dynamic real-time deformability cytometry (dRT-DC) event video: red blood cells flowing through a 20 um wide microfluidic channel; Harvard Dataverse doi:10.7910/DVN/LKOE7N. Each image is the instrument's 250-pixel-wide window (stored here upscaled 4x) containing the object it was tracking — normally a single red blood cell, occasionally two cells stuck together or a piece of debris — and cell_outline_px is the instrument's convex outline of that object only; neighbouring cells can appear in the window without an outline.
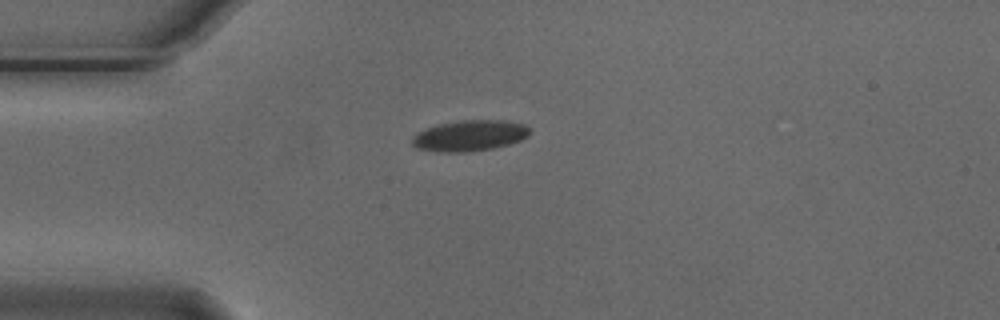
{"species": "Egyptian fruit bat (a non-hibernating species)", "species_latin": "Rousettus aegyptiacus", "temperature_condition": "cold", "stored_images_in_passage": 3, "camera_frame_rate_fps": 3000, "um_per_image_px": 0.085, "animal": {"sex": "male"}, "frame": {"image": 1, "passage_image": 1, "time_ms": 0.0, "image_size_px": [1000, 320], "cell_outline_px": [[528, 136], [520, 140], [508, 144], [492, 148], [464, 152], [436, 152], [416, 148], [412, 144], [412, 136], [416, 132], [424, 128], [440, 124], [460, 120], [504, 120], [524, 124], [528, 128]], "centroid_in_image_um": [39.86, 11.53], "position_along_channel_um": 45.1, "area_um2": 21.15}}
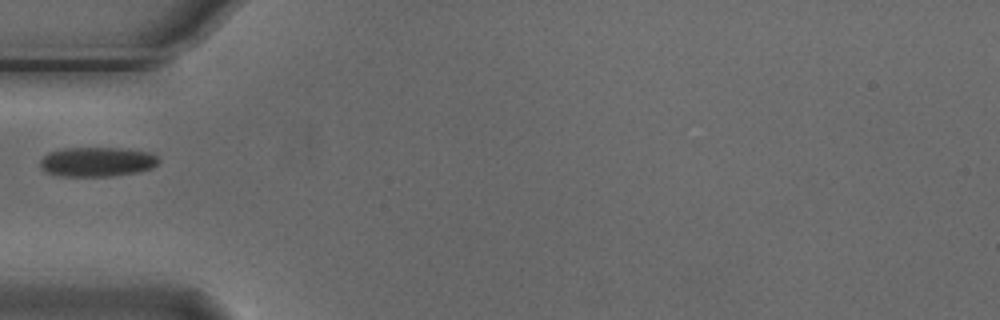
{"frame": {"image": 2, "passage_image": 2, "time_ms": 0.333, "image_size_px": [1000, 320], "cell_outline_px": [[160, 160], [152, 168], [136, 172], [112, 176], [56, 176], [44, 172], [40, 168], [40, 160], [48, 152], [64, 148], [124, 148], [148, 152], [156, 156]], "centroid_in_image_um": [8.2, 13.76], "position_along_channel_um": 76.8, "area_um2": 20.52}}
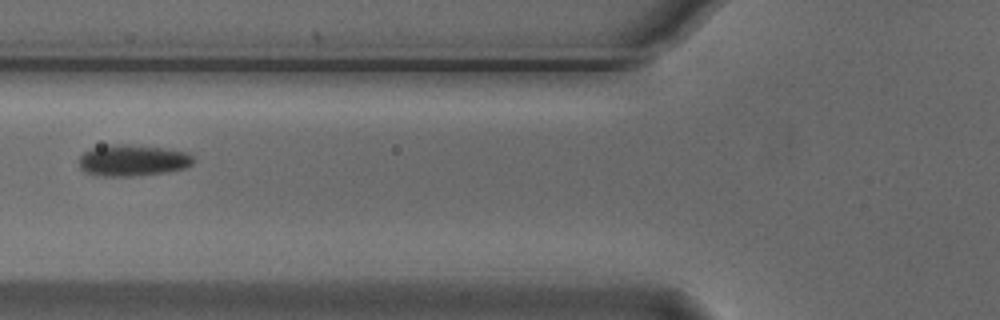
{"frame": {"image": 3, "passage_image": 3, "time_ms": 0.667, "image_size_px": [1000, 320], "cell_outline_px": [[196, 160], [192, 164], [184, 168], [168, 172], [132, 176], [104, 176], [84, 172], [80, 168], [80, 156], [84, 152], [92, 148], [112, 144], [128, 144], [164, 148], [188, 152]], "centroid_in_image_um": [11.3, 13.63], "position_along_channel_um": 114.5, "area_um2": 20.98}}